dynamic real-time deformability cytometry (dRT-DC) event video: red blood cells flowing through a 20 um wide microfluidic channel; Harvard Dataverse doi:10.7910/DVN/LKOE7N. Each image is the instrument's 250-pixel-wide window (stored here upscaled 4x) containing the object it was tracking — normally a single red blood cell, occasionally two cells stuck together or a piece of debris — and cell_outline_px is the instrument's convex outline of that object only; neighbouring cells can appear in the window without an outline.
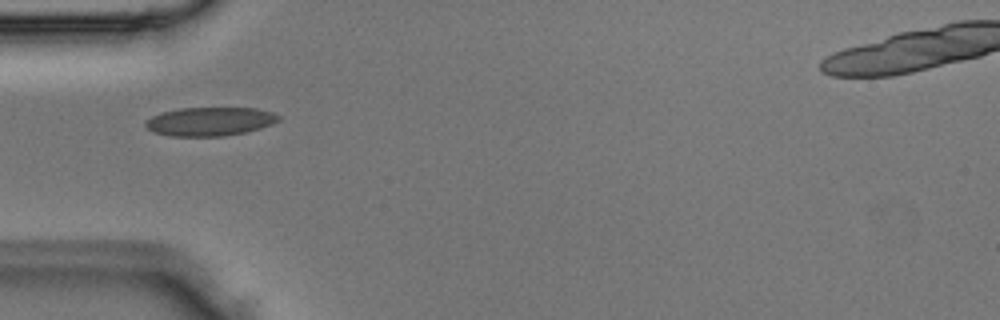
{"species": "Egyptian fruit bat (a non-hibernating species)", "species_latin": "Rousettus aegyptiacus", "temperature_condition": "room temperature", "stored_images_in_passage": 1, "camera_frame_rate_fps": 3000, "um_per_image_px": 0.085, "animal": {"sex": "male"}, "frame": {"image": 1, "passage_image": 1, "time_ms": 0.0, "image_size_px": [1000, 320], "cell_outline_px": [[280, 120], [272, 124], [260, 128], [244, 132], [224, 136], [172, 136], [152, 132], [144, 124], [152, 116], [164, 112], [180, 108], [256, 108], [272, 112], [280, 116]], "centroid_in_image_um": [17.86, 10.32], "position_along_channel_um": 67.1, "area_um2": 22.08}}